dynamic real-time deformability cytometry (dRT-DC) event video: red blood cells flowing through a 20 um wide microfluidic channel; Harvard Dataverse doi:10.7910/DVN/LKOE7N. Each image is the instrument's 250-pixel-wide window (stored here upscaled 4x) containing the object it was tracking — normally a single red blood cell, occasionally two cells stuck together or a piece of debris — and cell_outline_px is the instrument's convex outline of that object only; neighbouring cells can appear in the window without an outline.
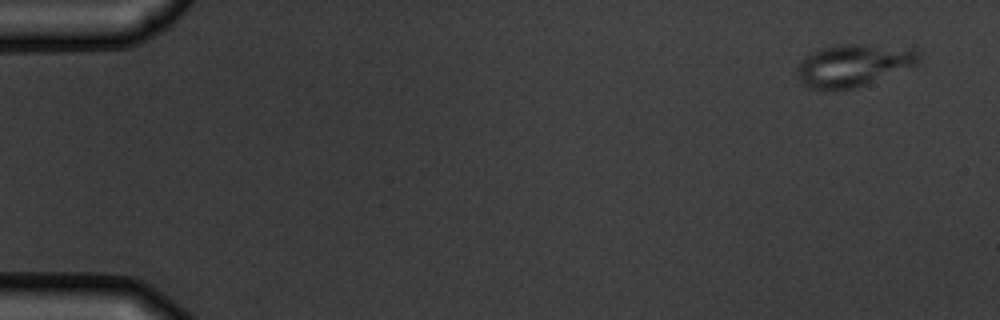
{"species": "common noctule bat (a hibernating species)", "species_latin": "Nyctalus noctula", "temperature_condition": "warm", "stored_images_in_passage": 4, "camera_frame_rate_fps": 3000, "um_per_image_px": 0.085, "animal": {"sex": "male", "body_mass_g": 19.5, "forearm_length_mm": 54.6}, "frame": {"image": 1, "passage_image": 1, "time_ms": 0.0, "image_size_px": [1000, 320], "cell_outline_px": [[920, 60], [916, 64], [864, 84], [852, 88], [832, 92], [808, 88], [800, 80], [796, 72], [800, 60], [812, 52], [824, 48], [840, 44], [868, 44], [916, 48], [920, 52]], "centroid_in_image_um": [72.51, 5.55], "position_along_channel_um": 12.5, "area_um2": 30.0}}